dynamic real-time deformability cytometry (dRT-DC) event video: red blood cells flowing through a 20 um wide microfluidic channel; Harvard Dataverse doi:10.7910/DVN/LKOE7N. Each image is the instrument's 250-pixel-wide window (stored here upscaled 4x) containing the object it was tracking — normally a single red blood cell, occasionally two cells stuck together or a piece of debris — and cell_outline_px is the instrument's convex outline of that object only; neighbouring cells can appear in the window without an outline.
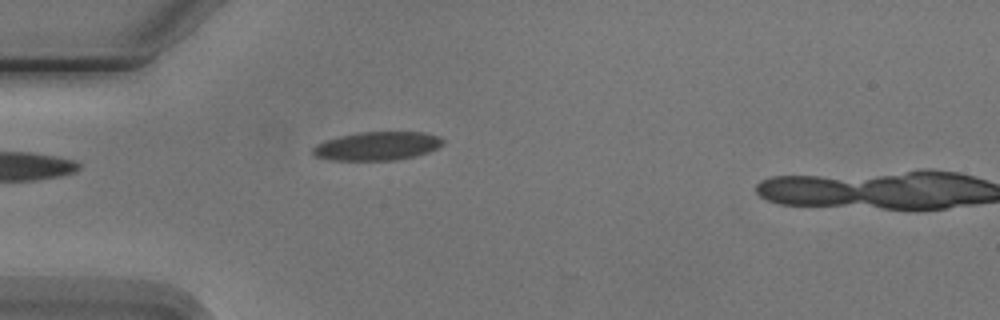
{"species": "Egyptian fruit bat (a non-hibernating species)", "species_latin": "Rousettus aegyptiacus", "temperature_condition": "cold", "stored_images_in_passage": 7, "camera_frame_rate_fps": 3000, "um_per_image_px": 0.085, "animal": {"sex": "male"}, "frame": {"image": 1, "passage_image": 7, "time_ms": 8.0, "image_size_px": [1000, 320], "cell_outline_px": [[444, 140], [436, 148], [428, 152], [416, 156], [396, 160], [332, 160], [316, 156], [312, 152], [312, 148], [328, 140], [344, 136], [364, 132], [424, 132], [440, 136]], "centroid_in_image_um": [32.12, 12.42], "position_along_channel_um": 52.9, "area_um2": 21.21}}